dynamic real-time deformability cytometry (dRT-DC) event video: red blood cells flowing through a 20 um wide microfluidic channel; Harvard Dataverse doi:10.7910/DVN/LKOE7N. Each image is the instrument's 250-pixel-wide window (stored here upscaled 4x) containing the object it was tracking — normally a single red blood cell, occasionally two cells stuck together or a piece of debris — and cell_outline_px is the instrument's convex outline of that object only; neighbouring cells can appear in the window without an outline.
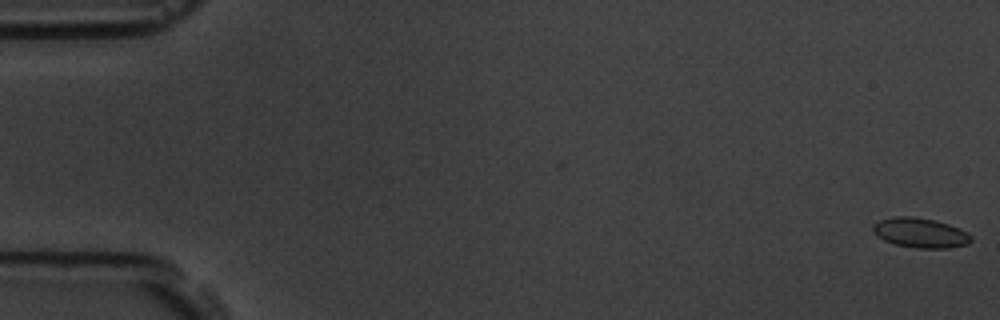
{"species": "common noctule bat (a hibernating species)", "species_latin": "Nyctalus noctula", "temperature_condition": "room temperature", "stored_images_in_passage": 5, "camera_frame_rate_fps": 3000, "um_per_image_px": 0.085, "animal": {"sex": "male", "body_mass_g": 19.5, "forearm_length_mm": 54.6}, "frame": {"image": 1, "passage_image": 1, "time_ms": 0.0, "image_size_px": [1000, 320], "cell_outline_px": [[972, 240], [968, 244], [948, 248], [916, 248], [896, 244], [884, 240], [872, 228], [872, 224], [880, 220], [896, 216], [912, 216], [932, 220], [948, 224], [960, 228], [972, 236]], "centroid_in_image_um": [78.26, 19.79], "position_along_channel_um": 6.7, "area_um2": 16.82}}
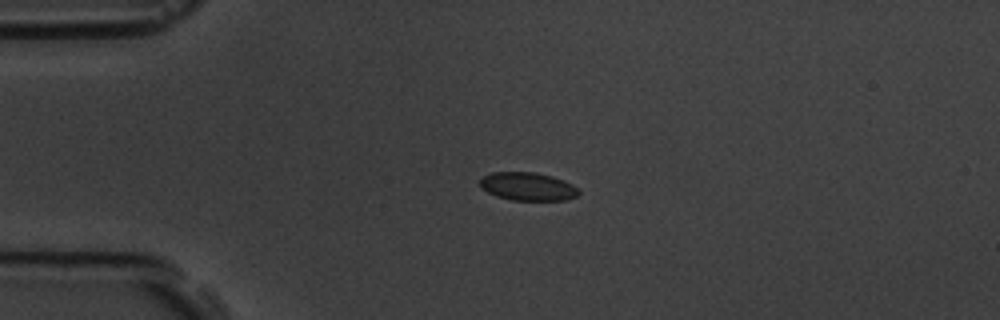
{"frame": {"image": 2, "passage_image": 4, "time_ms": 4.333, "image_size_px": [1000, 320], "cell_outline_px": [[580, 192], [576, 196], [568, 200], [512, 200], [496, 196], [480, 188], [480, 180], [484, 176], [492, 172], [536, 172], [552, 176], [564, 180], [572, 184]], "centroid_in_image_um": [44.86, 15.85], "position_along_channel_um": 40.1, "area_um2": 16.24}}